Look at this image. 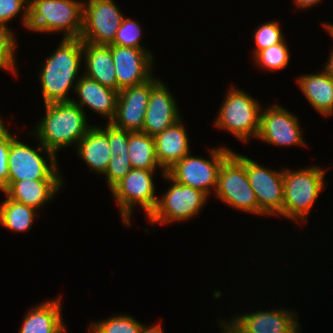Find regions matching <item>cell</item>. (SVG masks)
Here are the masks:
<instances>
[{
  "label": "cell",
  "mask_w": 333,
  "mask_h": 333,
  "mask_svg": "<svg viewBox=\"0 0 333 333\" xmlns=\"http://www.w3.org/2000/svg\"><path fill=\"white\" fill-rule=\"evenodd\" d=\"M142 33L141 24H139L136 20L124 17L122 24L116 32L113 42L109 45L148 50L141 45L142 43H140Z\"/></svg>",
  "instance_id": "obj_30"
},
{
  "label": "cell",
  "mask_w": 333,
  "mask_h": 333,
  "mask_svg": "<svg viewBox=\"0 0 333 333\" xmlns=\"http://www.w3.org/2000/svg\"><path fill=\"white\" fill-rule=\"evenodd\" d=\"M129 155H116L109 160L107 170L105 172L106 182L110 190L131 170Z\"/></svg>",
  "instance_id": "obj_33"
},
{
  "label": "cell",
  "mask_w": 333,
  "mask_h": 333,
  "mask_svg": "<svg viewBox=\"0 0 333 333\" xmlns=\"http://www.w3.org/2000/svg\"><path fill=\"white\" fill-rule=\"evenodd\" d=\"M214 126L230 132L242 143L250 138H257L260 129V113L263 107L250 94L232 86L225 94Z\"/></svg>",
  "instance_id": "obj_5"
},
{
  "label": "cell",
  "mask_w": 333,
  "mask_h": 333,
  "mask_svg": "<svg viewBox=\"0 0 333 333\" xmlns=\"http://www.w3.org/2000/svg\"><path fill=\"white\" fill-rule=\"evenodd\" d=\"M253 38L256 45L255 50L252 52L254 56L261 50L281 43L284 40V34L278 22L267 21L256 28Z\"/></svg>",
  "instance_id": "obj_31"
},
{
  "label": "cell",
  "mask_w": 333,
  "mask_h": 333,
  "mask_svg": "<svg viewBox=\"0 0 333 333\" xmlns=\"http://www.w3.org/2000/svg\"><path fill=\"white\" fill-rule=\"evenodd\" d=\"M149 96L150 79L118 91L116 112L110 123L126 131H142Z\"/></svg>",
  "instance_id": "obj_16"
},
{
  "label": "cell",
  "mask_w": 333,
  "mask_h": 333,
  "mask_svg": "<svg viewBox=\"0 0 333 333\" xmlns=\"http://www.w3.org/2000/svg\"><path fill=\"white\" fill-rule=\"evenodd\" d=\"M208 151L209 160L189 153L166 173L177 183L201 190L211 196L210 194H214L217 188L220 166L233 150L226 148V146H220L214 149L212 147Z\"/></svg>",
  "instance_id": "obj_10"
},
{
  "label": "cell",
  "mask_w": 333,
  "mask_h": 333,
  "mask_svg": "<svg viewBox=\"0 0 333 333\" xmlns=\"http://www.w3.org/2000/svg\"><path fill=\"white\" fill-rule=\"evenodd\" d=\"M19 14L22 15L21 21L24 27H27L29 21V0H0L1 25L7 26V23L19 16Z\"/></svg>",
  "instance_id": "obj_32"
},
{
  "label": "cell",
  "mask_w": 333,
  "mask_h": 333,
  "mask_svg": "<svg viewBox=\"0 0 333 333\" xmlns=\"http://www.w3.org/2000/svg\"><path fill=\"white\" fill-rule=\"evenodd\" d=\"M141 333H165L163 332V328L160 324H152V325H143L141 329Z\"/></svg>",
  "instance_id": "obj_38"
},
{
  "label": "cell",
  "mask_w": 333,
  "mask_h": 333,
  "mask_svg": "<svg viewBox=\"0 0 333 333\" xmlns=\"http://www.w3.org/2000/svg\"><path fill=\"white\" fill-rule=\"evenodd\" d=\"M162 176L171 184L158 198L157 207L148 218L149 224L184 222L198 215L209 196L201 190L177 183L167 173Z\"/></svg>",
  "instance_id": "obj_9"
},
{
  "label": "cell",
  "mask_w": 333,
  "mask_h": 333,
  "mask_svg": "<svg viewBox=\"0 0 333 333\" xmlns=\"http://www.w3.org/2000/svg\"><path fill=\"white\" fill-rule=\"evenodd\" d=\"M245 168L251 188L258 202L259 215L282 216L284 199V168H265L245 156Z\"/></svg>",
  "instance_id": "obj_12"
},
{
  "label": "cell",
  "mask_w": 333,
  "mask_h": 333,
  "mask_svg": "<svg viewBox=\"0 0 333 333\" xmlns=\"http://www.w3.org/2000/svg\"><path fill=\"white\" fill-rule=\"evenodd\" d=\"M16 137L5 127L0 131V190L3 191L8 186L9 167L8 155L11 142Z\"/></svg>",
  "instance_id": "obj_34"
},
{
  "label": "cell",
  "mask_w": 333,
  "mask_h": 333,
  "mask_svg": "<svg viewBox=\"0 0 333 333\" xmlns=\"http://www.w3.org/2000/svg\"><path fill=\"white\" fill-rule=\"evenodd\" d=\"M33 306L25 315L19 333H62L67 327L62 318L61 297Z\"/></svg>",
  "instance_id": "obj_23"
},
{
  "label": "cell",
  "mask_w": 333,
  "mask_h": 333,
  "mask_svg": "<svg viewBox=\"0 0 333 333\" xmlns=\"http://www.w3.org/2000/svg\"><path fill=\"white\" fill-rule=\"evenodd\" d=\"M143 324L128 314H116L105 320L91 322L89 333H141Z\"/></svg>",
  "instance_id": "obj_27"
},
{
  "label": "cell",
  "mask_w": 333,
  "mask_h": 333,
  "mask_svg": "<svg viewBox=\"0 0 333 333\" xmlns=\"http://www.w3.org/2000/svg\"><path fill=\"white\" fill-rule=\"evenodd\" d=\"M85 72L82 74L97 81L102 86L117 90V77L109 45L83 42Z\"/></svg>",
  "instance_id": "obj_22"
},
{
  "label": "cell",
  "mask_w": 333,
  "mask_h": 333,
  "mask_svg": "<svg viewBox=\"0 0 333 333\" xmlns=\"http://www.w3.org/2000/svg\"><path fill=\"white\" fill-rule=\"evenodd\" d=\"M176 102L166 84L152 76L142 132L154 137L180 120L182 117Z\"/></svg>",
  "instance_id": "obj_14"
},
{
  "label": "cell",
  "mask_w": 333,
  "mask_h": 333,
  "mask_svg": "<svg viewBox=\"0 0 333 333\" xmlns=\"http://www.w3.org/2000/svg\"><path fill=\"white\" fill-rule=\"evenodd\" d=\"M325 30L330 34V37L333 39V24L331 23H322Z\"/></svg>",
  "instance_id": "obj_40"
},
{
  "label": "cell",
  "mask_w": 333,
  "mask_h": 333,
  "mask_svg": "<svg viewBox=\"0 0 333 333\" xmlns=\"http://www.w3.org/2000/svg\"><path fill=\"white\" fill-rule=\"evenodd\" d=\"M279 307L266 311H253L237 316L231 320L243 333H301L298 314Z\"/></svg>",
  "instance_id": "obj_17"
},
{
  "label": "cell",
  "mask_w": 333,
  "mask_h": 333,
  "mask_svg": "<svg viewBox=\"0 0 333 333\" xmlns=\"http://www.w3.org/2000/svg\"><path fill=\"white\" fill-rule=\"evenodd\" d=\"M321 1L322 0H294V5L299 9H307L316 6V4L319 5Z\"/></svg>",
  "instance_id": "obj_37"
},
{
  "label": "cell",
  "mask_w": 333,
  "mask_h": 333,
  "mask_svg": "<svg viewBox=\"0 0 333 333\" xmlns=\"http://www.w3.org/2000/svg\"><path fill=\"white\" fill-rule=\"evenodd\" d=\"M82 59L83 41L80 38L62 37L57 49L40 66L39 80L44 104L71 101L69 91L75 90L81 77L79 69Z\"/></svg>",
  "instance_id": "obj_1"
},
{
  "label": "cell",
  "mask_w": 333,
  "mask_h": 333,
  "mask_svg": "<svg viewBox=\"0 0 333 333\" xmlns=\"http://www.w3.org/2000/svg\"><path fill=\"white\" fill-rule=\"evenodd\" d=\"M17 39L10 27L0 24V70H8L13 75H17L15 64ZM16 65V66H15Z\"/></svg>",
  "instance_id": "obj_29"
},
{
  "label": "cell",
  "mask_w": 333,
  "mask_h": 333,
  "mask_svg": "<svg viewBox=\"0 0 333 333\" xmlns=\"http://www.w3.org/2000/svg\"><path fill=\"white\" fill-rule=\"evenodd\" d=\"M5 127L7 126H5L4 122H2V118L0 116V131H2Z\"/></svg>",
  "instance_id": "obj_41"
},
{
  "label": "cell",
  "mask_w": 333,
  "mask_h": 333,
  "mask_svg": "<svg viewBox=\"0 0 333 333\" xmlns=\"http://www.w3.org/2000/svg\"><path fill=\"white\" fill-rule=\"evenodd\" d=\"M214 196L237 211L259 215L258 202L247 177L244 155L233 151L223 161Z\"/></svg>",
  "instance_id": "obj_6"
},
{
  "label": "cell",
  "mask_w": 333,
  "mask_h": 333,
  "mask_svg": "<svg viewBox=\"0 0 333 333\" xmlns=\"http://www.w3.org/2000/svg\"><path fill=\"white\" fill-rule=\"evenodd\" d=\"M182 123L183 121L180 119L153 137L156 158L161 167V174L166 173L191 152L187 129H185Z\"/></svg>",
  "instance_id": "obj_19"
},
{
  "label": "cell",
  "mask_w": 333,
  "mask_h": 333,
  "mask_svg": "<svg viewBox=\"0 0 333 333\" xmlns=\"http://www.w3.org/2000/svg\"><path fill=\"white\" fill-rule=\"evenodd\" d=\"M125 15L114 0L83 1V42L109 45L113 42Z\"/></svg>",
  "instance_id": "obj_11"
},
{
  "label": "cell",
  "mask_w": 333,
  "mask_h": 333,
  "mask_svg": "<svg viewBox=\"0 0 333 333\" xmlns=\"http://www.w3.org/2000/svg\"><path fill=\"white\" fill-rule=\"evenodd\" d=\"M265 109L260 113V129L257 135L260 141L280 147L295 145L307 147L302 137L303 129L295 114L278 104Z\"/></svg>",
  "instance_id": "obj_13"
},
{
  "label": "cell",
  "mask_w": 333,
  "mask_h": 333,
  "mask_svg": "<svg viewBox=\"0 0 333 333\" xmlns=\"http://www.w3.org/2000/svg\"><path fill=\"white\" fill-rule=\"evenodd\" d=\"M156 170L132 169L111 190L119 206L123 224L129 227L135 205L139 204L145 211L147 219L157 207L158 198L153 174Z\"/></svg>",
  "instance_id": "obj_8"
},
{
  "label": "cell",
  "mask_w": 333,
  "mask_h": 333,
  "mask_svg": "<svg viewBox=\"0 0 333 333\" xmlns=\"http://www.w3.org/2000/svg\"><path fill=\"white\" fill-rule=\"evenodd\" d=\"M64 180H22L8 182L2 191L8 198L41 210L61 191ZM60 189V190H59ZM58 192V193H57Z\"/></svg>",
  "instance_id": "obj_20"
},
{
  "label": "cell",
  "mask_w": 333,
  "mask_h": 333,
  "mask_svg": "<svg viewBox=\"0 0 333 333\" xmlns=\"http://www.w3.org/2000/svg\"><path fill=\"white\" fill-rule=\"evenodd\" d=\"M324 71L333 78V49L331 50V53L329 54L328 60L325 63Z\"/></svg>",
  "instance_id": "obj_39"
},
{
  "label": "cell",
  "mask_w": 333,
  "mask_h": 333,
  "mask_svg": "<svg viewBox=\"0 0 333 333\" xmlns=\"http://www.w3.org/2000/svg\"><path fill=\"white\" fill-rule=\"evenodd\" d=\"M73 92L78 96L79 101L73 98L71 101L80 106L83 111H85L84 107H88L102 118H108L107 123L113 120L118 99L117 90L102 86L97 81L81 74Z\"/></svg>",
  "instance_id": "obj_18"
},
{
  "label": "cell",
  "mask_w": 333,
  "mask_h": 333,
  "mask_svg": "<svg viewBox=\"0 0 333 333\" xmlns=\"http://www.w3.org/2000/svg\"><path fill=\"white\" fill-rule=\"evenodd\" d=\"M83 28V1L29 0L26 29L38 33L63 32V38H79Z\"/></svg>",
  "instance_id": "obj_3"
},
{
  "label": "cell",
  "mask_w": 333,
  "mask_h": 333,
  "mask_svg": "<svg viewBox=\"0 0 333 333\" xmlns=\"http://www.w3.org/2000/svg\"><path fill=\"white\" fill-rule=\"evenodd\" d=\"M284 39L281 43L276 45H272L267 49L261 50L257 52L253 57L254 64L259 66L262 69L278 71L288 67L290 53L288 49L287 43H285Z\"/></svg>",
  "instance_id": "obj_28"
},
{
  "label": "cell",
  "mask_w": 333,
  "mask_h": 333,
  "mask_svg": "<svg viewBox=\"0 0 333 333\" xmlns=\"http://www.w3.org/2000/svg\"><path fill=\"white\" fill-rule=\"evenodd\" d=\"M297 85L314 110L323 116L333 114V78L323 69L297 77Z\"/></svg>",
  "instance_id": "obj_24"
},
{
  "label": "cell",
  "mask_w": 333,
  "mask_h": 333,
  "mask_svg": "<svg viewBox=\"0 0 333 333\" xmlns=\"http://www.w3.org/2000/svg\"><path fill=\"white\" fill-rule=\"evenodd\" d=\"M44 106L46 113L31 132L32 135L55 155L64 147H76L91 127L86 112L72 101L47 103Z\"/></svg>",
  "instance_id": "obj_2"
},
{
  "label": "cell",
  "mask_w": 333,
  "mask_h": 333,
  "mask_svg": "<svg viewBox=\"0 0 333 333\" xmlns=\"http://www.w3.org/2000/svg\"><path fill=\"white\" fill-rule=\"evenodd\" d=\"M108 144L111 155H129L128 154V131L119 129L108 123Z\"/></svg>",
  "instance_id": "obj_35"
},
{
  "label": "cell",
  "mask_w": 333,
  "mask_h": 333,
  "mask_svg": "<svg viewBox=\"0 0 333 333\" xmlns=\"http://www.w3.org/2000/svg\"><path fill=\"white\" fill-rule=\"evenodd\" d=\"M5 197L0 205V224L14 232H27L33 226L38 210Z\"/></svg>",
  "instance_id": "obj_26"
},
{
  "label": "cell",
  "mask_w": 333,
  "mask_h": 333,
  "mask_svg": "<svg viewBox=\"0 0 333 333\" xmlns=\"http://www.w3.org/2000/svg\"><path fill=\"white\" fill-rule=\"evenodd\" d=\"M33 147L21 142L17 137L11 142L8 155V182L22 180H64L60 174L57 156L47 150L40 141ZM45 156H41V153ZM49 160V161H48Z\"/></svg>",
  "instance_id": "obj_7"
},
{
  "label": "cell",
  "mask_w": 333,
  "mask_h": 333,
  "mask_svg": "<svg viewBox=\"0 0 333 333\" xmlns=\"http://www.w3.org/2000/svg\"><path fill=\"white\" fill-rule=\"evenodd\" d=\"M117 77V91L142 84L152 76L153 55L149 50L109 45Z\"/></svg>",
  "instance_id": "obj_15"
},
{
  "label": "cell",
  "mask_w": 333,
  "mask_h": 333,
  "mask_svg": "<svg viewBox=\"0 0 333 333\" xmlns=\"http://www.w3.org/2000/svg\"><path fill=\"white\" fill-rule=\"evenodd\" d=\"M128 154L133 169L161 168L156 158L154 138L142 131H128Z\"/></svg>",
  "instance_id": "obj_25"
},
{
  "label": "cell",
  "mask_w": 333,
  "mask_h": 333,
  "mask_svg": "<svg viewBox=\"0 0 333 333\" xmlns=\"http://www.w3.org/2000/svg\"><path fill=\"white\" fill-rule=\"evenodd\" d=\"M106 124L105 127L92 125L76 145V153L87 164L90 172L93 171L102 176L112 157L108 144V123Z\"/></svg>",
  "instance_id": "obj_21"
},
{
  "label": "cell",
  "mask_w": 333,
  "mask_h": 333,
  "mask_svg": "<svg viewBox=\"0 0 333 333\" xmlns=\"http://www.w3.org/2000/svg\"><path fill=\"white\" fill-rule=\"evenodd\" d=\"M325 174L326 171L318 165L296 171L285 168L282 217L306 223L310 209L325 187L324 182L328 183L324 180Z\"/></svg>",
  "instance_id": "obj_4"
},
{
  "label": "cell",
  "mask_w": 333,
  "mask_h": 333,
  "mask_svg": "<svg viewBox=\"0 0 333 333\" xmlns=\"http://www.w3.org/2000/svg\"><path fill=\"white\" fill-rule=\"evenodd\" d=\"M217 322H219L220 327L222 326L223 331L221 333H243L232 320L227 322L226 320L217 319Z\"/></svg>",
  "instance_id": "obj_36"
}]
</instances>
